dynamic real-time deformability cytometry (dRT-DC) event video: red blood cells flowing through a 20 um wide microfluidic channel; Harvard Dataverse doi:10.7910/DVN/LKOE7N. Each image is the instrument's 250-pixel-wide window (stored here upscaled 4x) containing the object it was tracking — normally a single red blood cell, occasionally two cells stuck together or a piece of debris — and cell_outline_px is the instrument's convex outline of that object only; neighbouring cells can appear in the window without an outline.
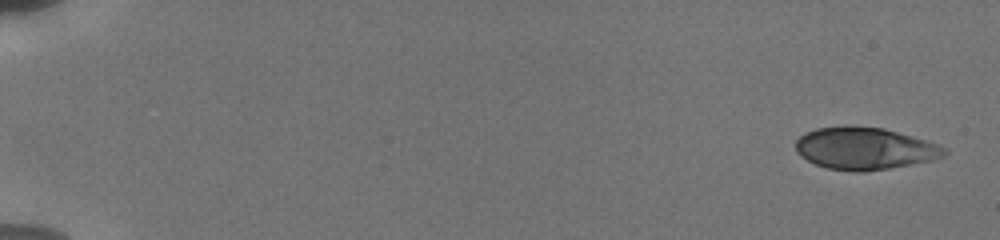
{"species": "human", "species_latin": "Homo sapiens", "temperature_condition": "cold", "stored_images_in_passage": 10, "camera_frame_rate_fps": 3000, "um_per_image_px": 0.085, "donor": {"sex": "male"}, "frame": {"image": 1, "passage_image": 1, "time_ms": 0.0, "image_size_px": [1000, 240], "cell_outline_px": [[948, 152], [944, 156], [932, 160], [888, 168], [864, 172], [852, 172], [828, 168], [816, 164], [800, 156], [796, 152], [796, 140], [804, 132], [816, 128], [848, 124], [884, 128], [924, 140], [948, 148]], "centroid_in_image_um": [73.46, 12.6], "position_along_channel_um": 11.5, "area_um2": 36.76}}
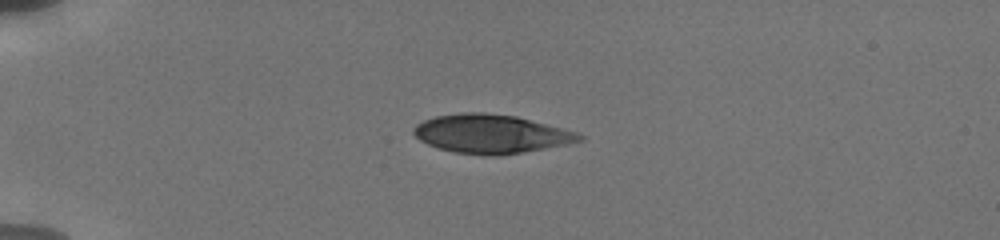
{"frame": {"image": 2, "passage_image": 9, "time_ms": 4.333, "image_size_px": [1000, 240], "cell_outline_px": [[584, 140], [568, 144], [524, 152], [496, 156], [488, 156], [452, 152], [436, 148], [420, 140], [412, 132], [412, 128], [416, 124], [424, 120], [436, 116], [460, 112], [484, 112], [516, 116], [576, 132], [584, 136]], "centroid_in_image_um": [41.71, 11.39], "position_along_channel_um": 43.3, "area_um2": 37.57}}